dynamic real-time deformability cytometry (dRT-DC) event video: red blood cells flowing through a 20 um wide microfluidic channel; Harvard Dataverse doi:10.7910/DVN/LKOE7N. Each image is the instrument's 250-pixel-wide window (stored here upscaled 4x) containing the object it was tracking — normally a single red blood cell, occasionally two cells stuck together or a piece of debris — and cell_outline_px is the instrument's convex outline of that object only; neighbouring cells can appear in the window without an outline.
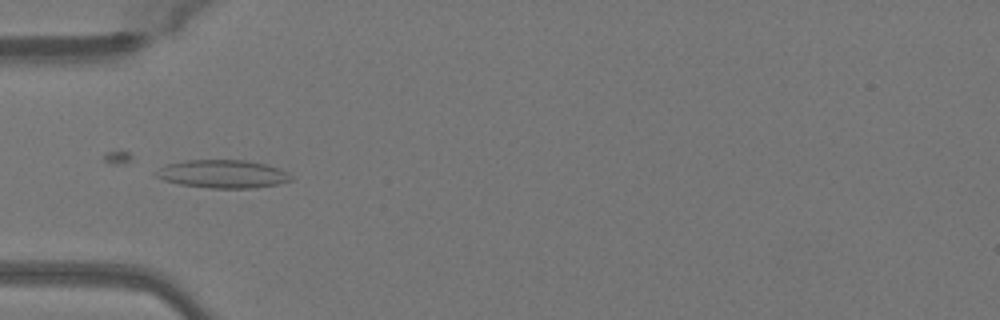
{"species": "Egyptian fruit bat (a non-hibernating species)", "species_latin": "Rousettus aegyptiacus", "temperature_condition": "warm", "stored_images_in_passage": 27, "camera_frame_rate_fps": 3000, "um_per_image_px": 0.085, "animal": {"sex": "female"}, "frame": {"image": 1, "passage_image": 12, "time_ms": 3.667, "image_size_px": [1000, 320], "cell_outline_px": [[292, 180], [276, 184], [252, 188], [212, 188], [180, 184], [164, 180], [156, 176], [156, 172], [160, 168], [168, 164], [184, 160], [248, 160], [268, 164], [288, 172], [292, 176]], "centroid_in_image_um": [18.97, 14.78], "position_along_channel_um": 66.0, "area_um2": 22.02}}
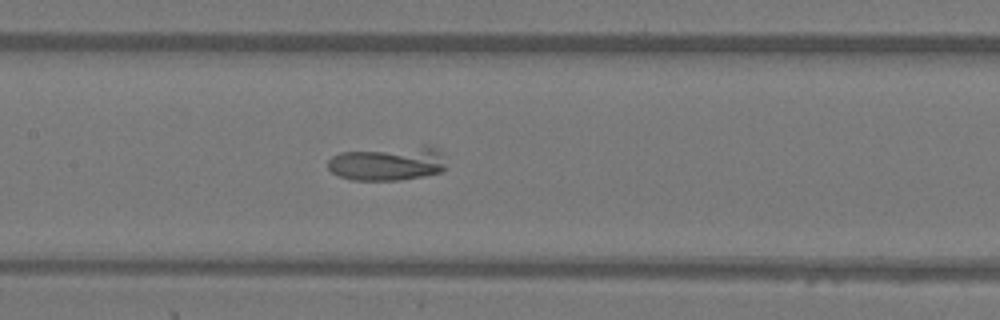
{"frame": {"image": 2, "passage_image": 20, "time_ms": 6.333, "image_size_px": [1000, 320], "cell_outline_px": [[444, 172], [424, 176], [400, 180], [352, 180], [340, 176], [332, 172], [328, 168], [328, 160], [332, 156], [340, 152], [424, 148], [436, 148], [440, 152], [444, 164]], "centroid_in_image_um": [32.9, 13.95], "position_along_channel_um": 174.5, "area_um2": 22.6}}
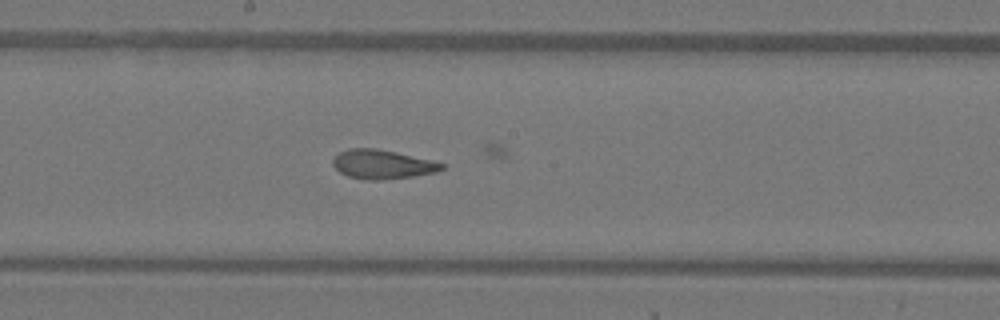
{"frame": {"image": 3, "passage_image": 23, "time_ms": 7.333, "image_size_px": [1000, 320], "cell_outline_px": [[444, 168], [436, 172], [412, 176], [380, 180], [368, 180], [348, 176], [340, 172], [332, 164], [332, 160], [340, 152], [348, 148], [376, 148], [396, 152], [432, 160], [444, 164]], "centroid_in_image_um": [32.49, 13.96], "position_along_channel_um": 215.7, "area_um2": 18.32}}